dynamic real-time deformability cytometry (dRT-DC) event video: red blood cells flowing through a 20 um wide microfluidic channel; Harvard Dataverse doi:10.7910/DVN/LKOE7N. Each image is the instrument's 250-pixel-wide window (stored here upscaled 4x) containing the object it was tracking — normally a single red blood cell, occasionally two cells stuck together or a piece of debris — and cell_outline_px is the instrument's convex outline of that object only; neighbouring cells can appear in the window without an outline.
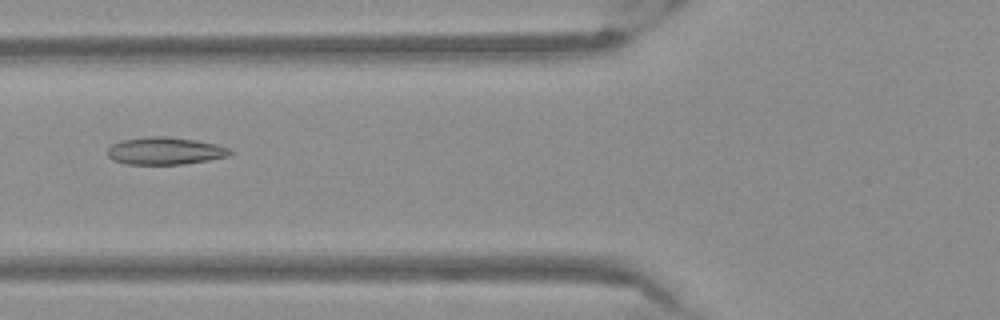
{"species": "Egyptian fruit bat (a non-hibernating species)", "species_latin": "Rousettus aegyptiacus", "temperature_condition": "warm", "stored_images_in_passage": 49, "camera_frame_rate_fps": 3000, "um_per_image_px": 0.085, "frame": {"image": 1, "passage_image": 17, "time_ms": 5.333, "image_size_px": [1000, 320], "cell_outline_px": [[232, 152], [228, 156], [208, 160], [184, 164], [128, 164], [112, 160], [108, 156], [108, 148], [112, 144], [120, 140], [144, 136], [168, 136], [196, 140], [216, 144], [228, 148]], "centroid_in_image_um": [13.99, 12.81], "position_along_channel_um": 111.8, "area_um2": 19.65}}
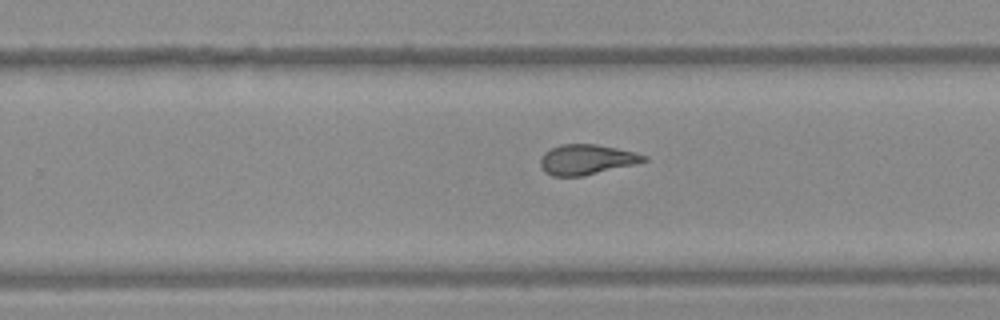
{"frame": {"image": 2, "passage_image": 30, "time_ms": 9.667, "image_size_px": [1000, 320], "cell_outline_px": [[648, 160], [636, 164], [584, 176], [552, 176], [544, 172], [540, 164], [540, 160], [544, 152], [560, 144], [596, 144], [636, 152], [648, 156]], "centroid_in_image_um": [49.87, 13.56], "position_along_channel_um": 279.9, "area_um2": 18.32}}
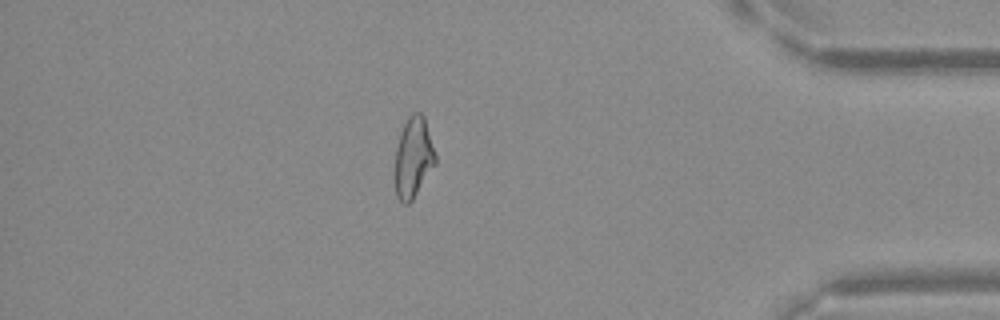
{"frame": {"image": 3, "passage_image": 42, "time_ms": 13.667, "image_size_px": [1000, 320], "cell_outline_px": [[436, 164], [412, 200], [408, 204], [404, 204], [396, 196], [396, 148], [400, 132], [408, 116], [412, 112], [420, 112], [424, 116], [436, 156]], "centroid_in_image_um": [35.14, 13.37], "position_along_channel_um": 400.1, "area_um2": 18.79}}